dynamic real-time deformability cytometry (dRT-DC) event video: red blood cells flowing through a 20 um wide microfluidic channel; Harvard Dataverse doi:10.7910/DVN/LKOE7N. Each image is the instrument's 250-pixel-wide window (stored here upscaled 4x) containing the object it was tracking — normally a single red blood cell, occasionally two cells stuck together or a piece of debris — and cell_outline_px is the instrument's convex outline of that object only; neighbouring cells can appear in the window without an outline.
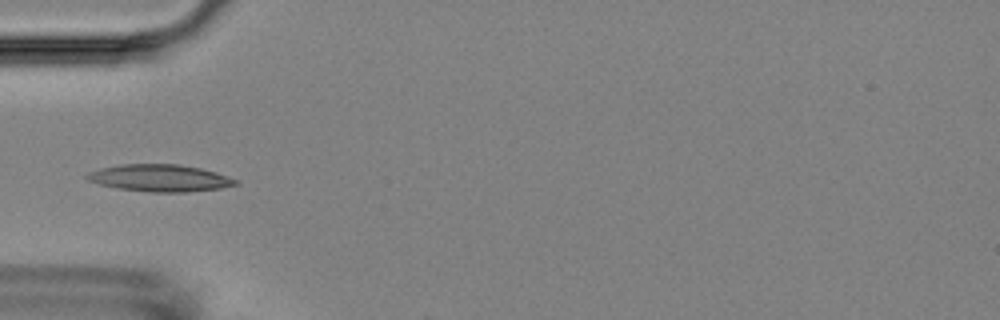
{"species": "Egyptian fruit bat (a non-hibernating species)", "species_latin": "Rousettus aegyptiacus", "temperature_condition": "room temperature", "stored_images_in_passage": 5, "camera_frame_rate_fps": 3000, "um_per_image_px": 0.085, "animal": {"sex": "female"}, "frame": {"image": 1, "passage_image": 4, "time_ms": 3.333, "image_size_px": [1000, 320], "cell_outline_px": [[240, 184], [220, 188], [188, 192], [148, 192], [120, 188], [100, 184], [88, 180], [84, 176], [88, 172], [100, 168], [120, 164], [180, 164], [200, 168], [216, 172], [240, 180]], "centroid_in_image_um": [13.62, 15.13], "position_along_channel_um": 71.4, "area_um2": 23.52}}